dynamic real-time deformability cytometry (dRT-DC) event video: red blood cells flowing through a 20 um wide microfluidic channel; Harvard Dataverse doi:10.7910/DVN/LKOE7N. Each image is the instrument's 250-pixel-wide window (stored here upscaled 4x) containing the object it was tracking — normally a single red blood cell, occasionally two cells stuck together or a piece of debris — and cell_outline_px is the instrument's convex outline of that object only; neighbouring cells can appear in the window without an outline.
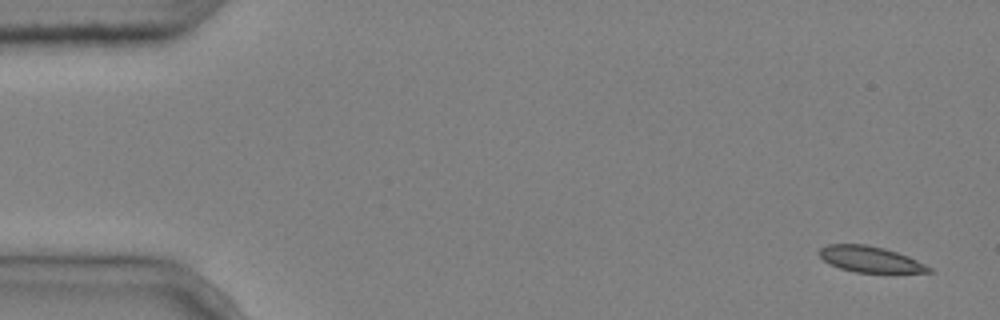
{"species": "common noctule bat (a hibernating species)", "species_latin": "Nyctalus noctula", "temperature_condition": "cold", "stored_images_in_passage": 4, "camera_frame_rate_fps": 3000, "um_per_image_px": 0.085, "animal": {"sex": "male", "body_mass_g": 20.4}, "frame": {"image": 1, "passage_image": 1, "time_ms": 0.0, "image_size_px": [1000, 320], "cell_outline_px": [[936, 272], [856, 272], [840, 268], [824, 260], [816, 252], [820, 248], [828, 244], [864, 244], [884, 248], [908, 256], [932, 268]], "centroid_in_image_um": [73.95, 22.03], "position_along_channel_um": 11.1, "area_um2": 16.36}}
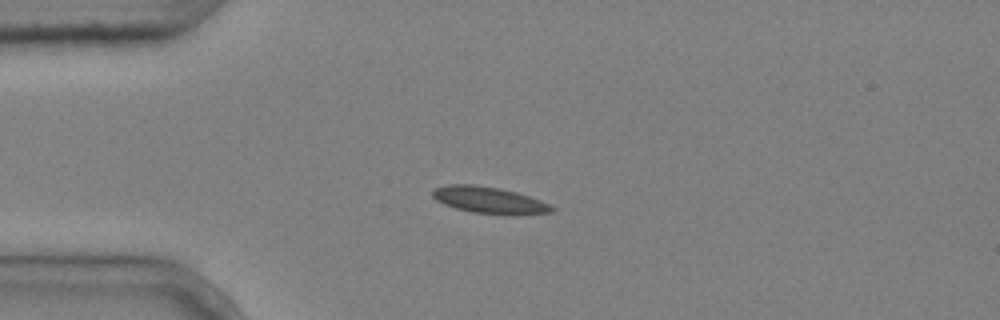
{"frame": {"image": 2, "passage_image": 4, "time_ms": 1.0, "image_size_px": [1000, 320], "cell_outline_px": [[556, 208], [552, 212], [516, 216], [512, 216], [472, 212], [456, 208], [444, 204], [436, 200], [432, 196], [432, 192], [436, 188], [448, 184], [472, 184], [500, 188], [516, 192], [540, 200]], "centroid_in_image_um": [41.61, 17.03], "position_along_channel_um": 43.4, "area_um2": 18.67}}